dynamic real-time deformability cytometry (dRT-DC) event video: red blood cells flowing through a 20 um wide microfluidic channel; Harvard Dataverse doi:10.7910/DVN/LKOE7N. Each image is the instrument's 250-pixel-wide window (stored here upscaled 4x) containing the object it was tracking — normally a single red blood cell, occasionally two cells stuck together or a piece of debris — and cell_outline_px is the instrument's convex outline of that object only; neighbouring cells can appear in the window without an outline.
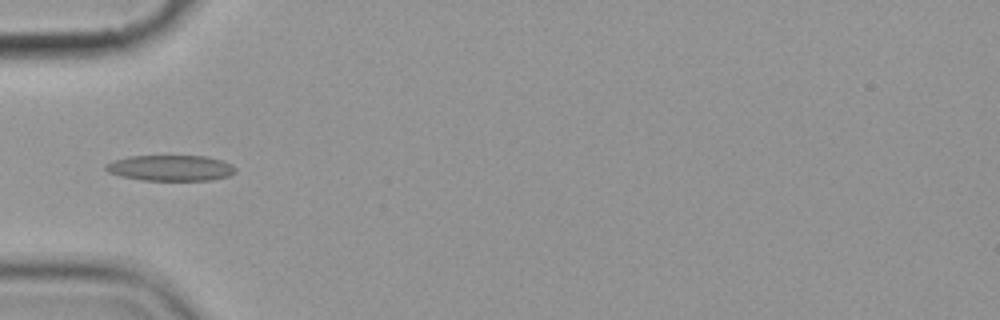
{"species": "common noctule bat (a hibernating species)", "species_latin": "Nyctalus noctula", "temperature_condition": "cold", "stored_images_in_passage": 8, "camera_frame_rate_fps": 3000, "um_per_image_px": 0.085, "animal": {"sex": "female", "body_mass_g": 19.9}, "frame": {"image": 1, "passage_image": 6, "time_ms": 5.667, "image_size_px": [1000, 320], "cell_outline_px": [[236, 172], [228, 176], [212, 180], [144, 180], [120, 176], [108, 172], [104, 168], [104, 164], [128, 156], [204, 156], [220, 160], [232, 164], [236, 168]], "centroid_in_image_um": [14.5, 14.28], "position_along_channel_um": 70.5, "area_um2": 19.42}}
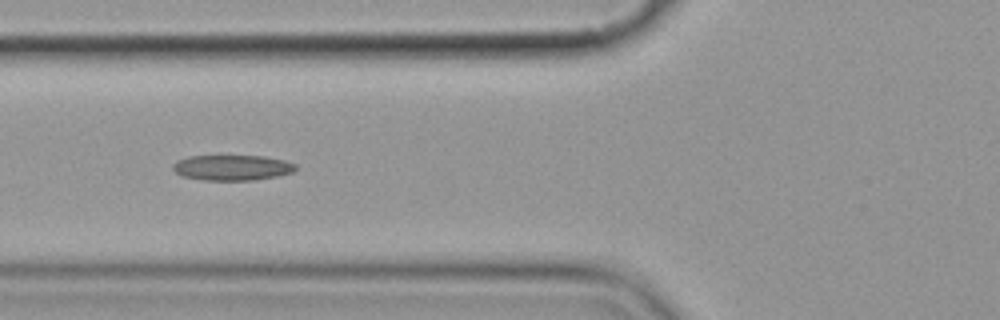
{"frame": {"image": 2, "passage_image": 7, "time_ms": 6.667, "image_size_px": [1000, 320], "cell_outline_px": [[296, 168], [292, 172], [276, 176], [252, 180], [204, 180], [184, 176], [176, 172], [172, 168], [172, 164], [176, 160], [188, 156], [264, 156], [284, 160], [296, 164]], "centroid_in_image_um": [19.71, 14.24], "position_along_channel_um": 106.1, "area_um2": 18.09}}
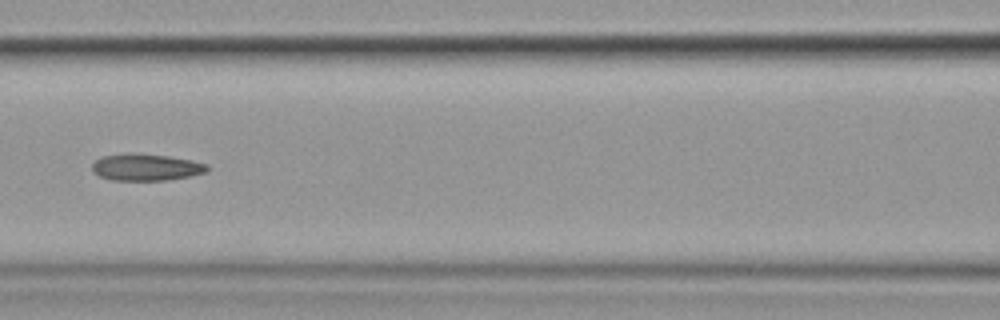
{"frame": {"image": 3, "passage_image": 8, "time_ms": 8.0, "image_size_px": [1000, 320], "cell_outline_px": [[208, 172], [168, 180], [112, 180], [100, 176], [92, 172], [92, 164], [100, 156], [128, 152], [136, 152], [168, 156], [192, 160], [208, 164]], "centroid_in_image_um": [12.39, 14.19], "position_along_channel_um": 154.2, "area_um2": 18.26}}